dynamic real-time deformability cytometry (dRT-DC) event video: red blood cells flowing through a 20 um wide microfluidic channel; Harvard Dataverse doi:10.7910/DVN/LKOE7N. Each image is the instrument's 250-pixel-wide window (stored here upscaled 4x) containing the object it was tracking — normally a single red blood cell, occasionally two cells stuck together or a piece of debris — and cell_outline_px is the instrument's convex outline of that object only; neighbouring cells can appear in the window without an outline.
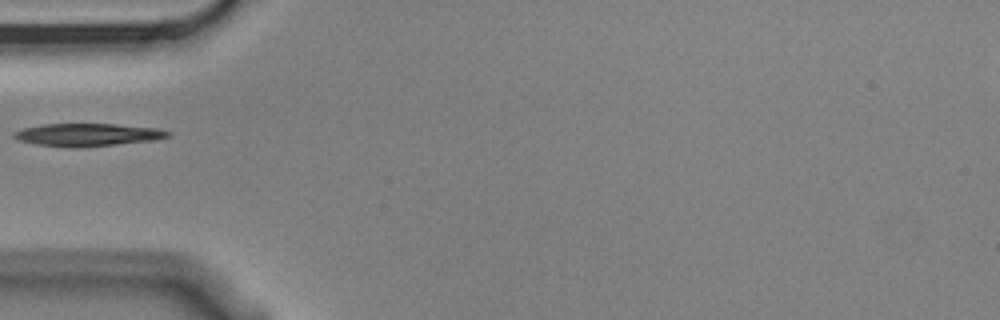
{"species": "Egyptian fruit bat (a non-hibernating species)", "species_latin": "Rousettus aegyptiacus", "temperature_condition": "cold", "stored_images_in_passage": 1, "camera_frame_rate_fps": 3000, "um_per_image_px": 0.085, "animal": {"sex": "male"}, "frame": {"image": 1, "passage_image": 1, "time_ms": 0.0, "image_size_px": [1000, 320], "cell_outline_px": [[172, 136], [156, 140], [116, 144], [36, 144], [20, 140], [12, 136], [12, 132], [24, 128], [40, 124], [116, 124], [156, 128], [172, 132]], "centroid_in_image_um": [7.54, 11.4], "position_along_channel_um": 77.5, "area_um2": 19.25}}